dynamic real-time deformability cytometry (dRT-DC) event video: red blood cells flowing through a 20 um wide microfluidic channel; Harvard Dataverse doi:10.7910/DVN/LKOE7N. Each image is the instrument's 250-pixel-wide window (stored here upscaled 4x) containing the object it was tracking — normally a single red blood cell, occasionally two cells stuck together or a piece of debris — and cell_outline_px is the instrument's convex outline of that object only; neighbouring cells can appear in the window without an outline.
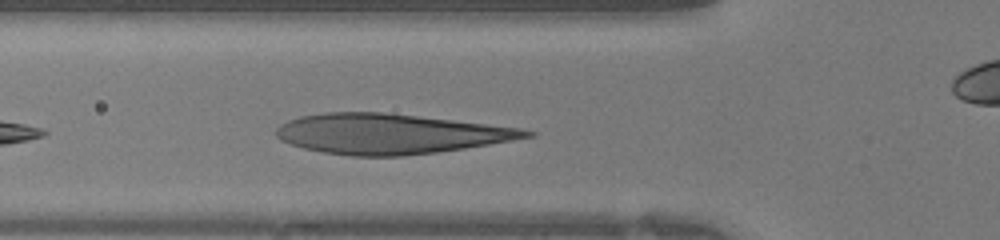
{"species": "human", "species_latin": "Homo sapiens", "temperature_condition": "warm", "stored_images_in_passage": 23, "camera_frame_rate_fps": 3000, "um_per_image_px": 0.085, "donor": {"sex": "female"}, "frame": {"image": 1, "passage_image": 4, "time_ms": 1.0, "image_size_px": [1000, 240], "cell_outline_px": [[536, 136], [464, 148], [436, 152], [404, 156], [352, 156], [324, 152], [304, 148], [280, 140], [276, 136], [276, 128], [280, 124], [288, 120], [300, 116], [324, 112], [384, 112], [520, 128], [536, 132]], "centroid_in_image_um": [33.12, 11.37], "position_along_channel_um": 92.7, "area_um2": 58.03}}
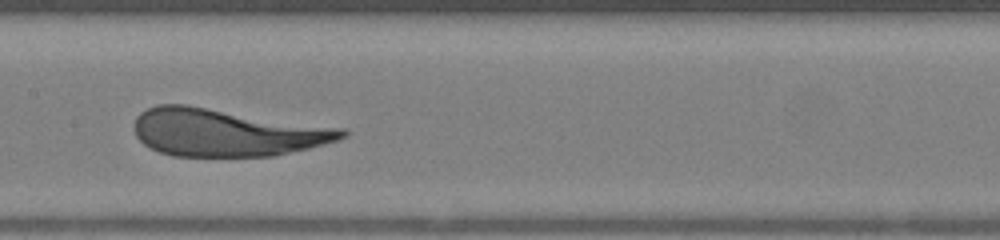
{"frame": {"image": 2, "passage_image": 10, "time_ms": 3.0, "image_size_px": [1000, 240], "cell_outline_px": [[348, 136], [340, 140], [308, 148], [272, 156], [172, 156], [160, 152], [144, 144], [136, 136], [136, 116], [140, 112], [156, 104], [188, 104], [348, 128]], "centroid_in_image_um": [19.32, 11.24], "position_along_channel_um": 188.1, "area_um2": 58.15}}
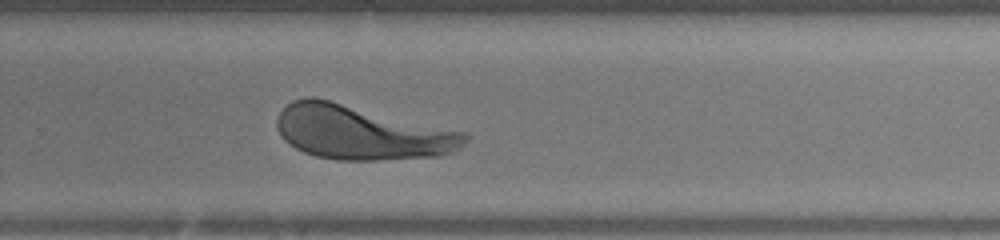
{"frame": {"image": 3, "passage_image": 17, "time_ms": 5.333, "image_size_px": [1000, 240], "cell_outline_px": [[468, 140], [456, 152], [444, 156], [376, 160], [336, 160], [316, 156], [304, 152], [288, 144], [280, 136], [276, 128], [276, 120], [280, 112], [292, 100], [308, 96], [312, 96], [332, 100], [468, 132]], "centroid_in_image_um": [30.75, 11.26], "position_along_channel_um": 299.0, "area_um2": 60.29}}